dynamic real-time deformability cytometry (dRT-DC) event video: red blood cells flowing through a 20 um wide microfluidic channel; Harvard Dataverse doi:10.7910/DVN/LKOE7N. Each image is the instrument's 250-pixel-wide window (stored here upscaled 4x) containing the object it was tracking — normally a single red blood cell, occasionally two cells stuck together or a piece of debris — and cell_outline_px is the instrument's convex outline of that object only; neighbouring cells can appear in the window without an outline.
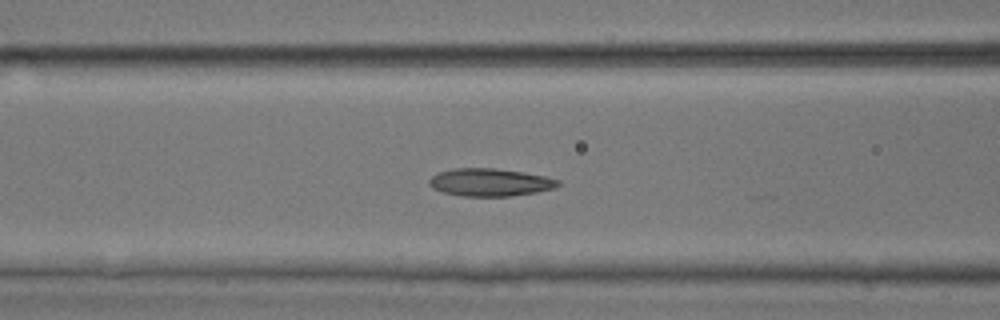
{"species": "common noctule bat (a hibernating species)", "species_latin": "Nyctalus noctula", "temperature_condition": "room temperature", "stored_images_in_passage": 26, "camera_frame_rate_fps": 3000, "um_per_image_px": 0.085, "animal": {"sex": "male", "body_mass_g": 17.9, "forearm_length_mm": 54.2}, "frame": {"image": 1, "passage_image": 22, "time_ms": 7.0, "image_size_px": [1000, 320], "cell_outline_px": [[560, 184], [556, 188], [536, 192], [512, 196], [460, 196], [444, 192], [432, 188], [428, 184], [428, 180], [432, 176], [440, 172], [452, 168], [496, 168], [524, 172], [544, 176], [560, 180]], "centroid_in_image_um": [41.66, 15.49], "position_along_channel_um": 124.9, "area_um2": 20.92}}
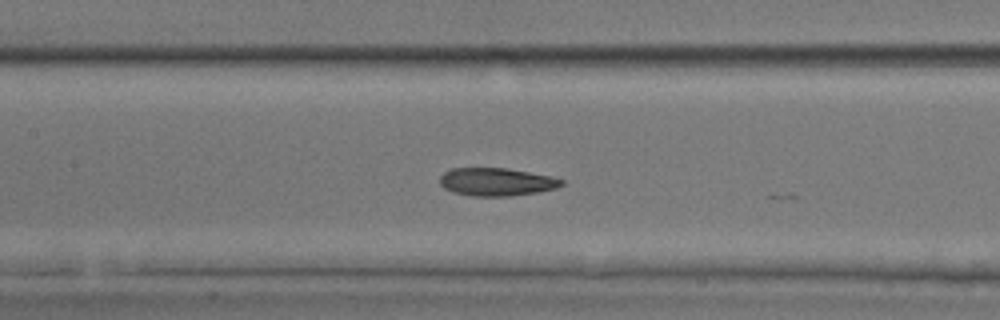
{"frame": {"image": 2, "passage_image": 25, "time_ms": 8.0, "image_size_px": [1000, 320], "cell_outline_px": [[564, 184], [556, 188], [536, 192], [508, 196], [472, 196], [452, 192], [444, 188], [440, 184], [440, 176], [444, 172], [452, 168], [508, 168], [552, 176], [564, 180]], "centroid_in_image_um": [42.2, 15.45], "position_along_channel_um": 165.2, "area_um2": 19.88}}